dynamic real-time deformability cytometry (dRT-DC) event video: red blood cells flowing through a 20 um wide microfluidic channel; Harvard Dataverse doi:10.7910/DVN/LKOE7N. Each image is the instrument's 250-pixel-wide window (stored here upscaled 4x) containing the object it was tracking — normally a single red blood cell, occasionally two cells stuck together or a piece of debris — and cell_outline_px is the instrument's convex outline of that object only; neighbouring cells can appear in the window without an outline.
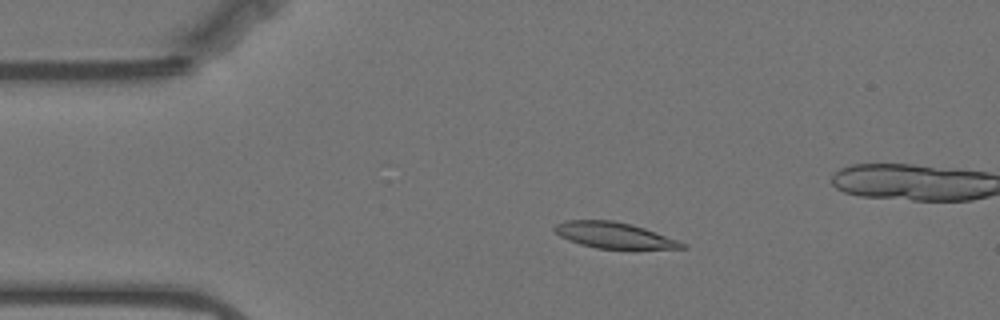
{"species": "Egyptian fruit bat (a non-hibernating species)", "species_latin": "Rousettus aegyptiacus", "temperature_condition": "warm", "stored_images_in_passage": 40, "camera_frame_rate_fps": 3000, "um_per_image_px": 0.085, "animal": {"sex": "female"}, "frame": {"image": 1, "passage_image": 10, "time_ms": 3.0, "image_size_px": [1000, 320], "cell_outline_px": [[688, 248], [636, 252], [596, 248], [580, 244], [568, 240], [560, 236], [552, 228], [556, 224], [568, 220], [612, 220], [632, 224], [644, 228], [688, 244]], "centroid_in_image_um": [52.32, 20.06], "position_along_channel_um": 32.7, "area_um2": 20.35}}
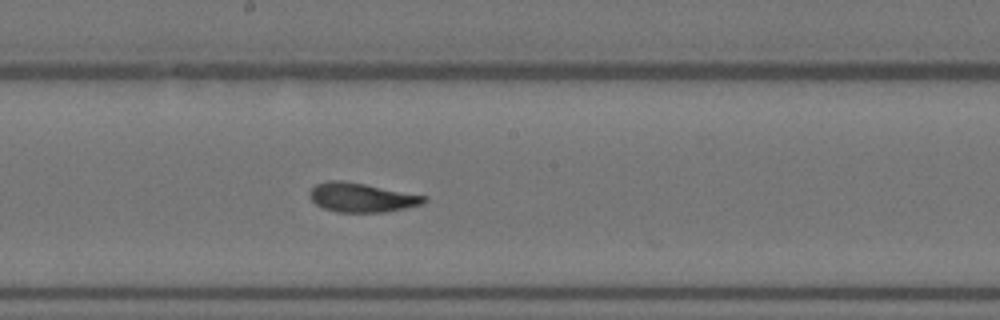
{"frame": {"image": 2, "passage_image": 29, "time_ms": 9.333, "image_size_px": [1000, 320], "cell_outline_px": [[428, 200], [424, 204], [384, 212], [336, 212], [324, 208], [316, 204], [308, 196], [308, 192], [316, 184], [328, 180], [344, 180], [428, 196]], "centroid_in_image_um": [30.74, 16.78], "position_along_channel_um": 217.5, "area_um2": 19.59}}
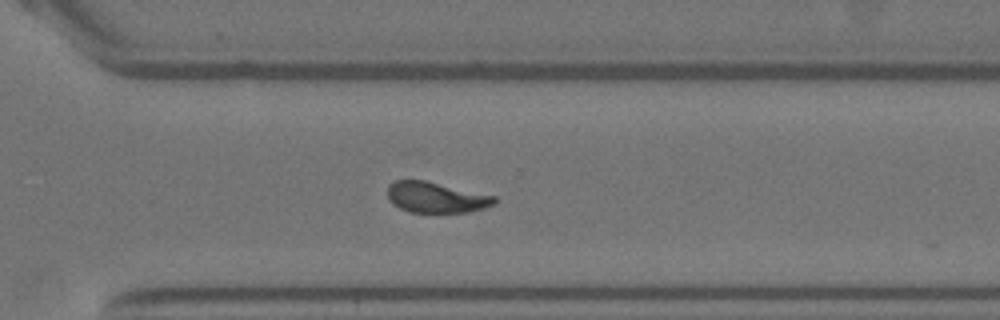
{"frame": {"image": 3, "passage_image": 39, "time_ms": 12.667, "image_size_px": [1000, 320], "cell_outline_px": [[496, 204], [484, 208], [468, 212], [408, 212], [392, 204], [388, 200], [388, 184], [396, 180], [424, 180], [496, 196]], "centroid_in_image_um": [37.05, 16.78], "position_along_channel_um": 333.5, "area_um2": 19.19}}